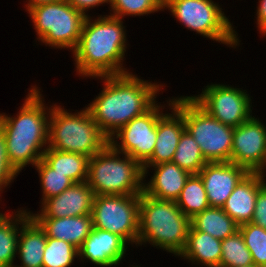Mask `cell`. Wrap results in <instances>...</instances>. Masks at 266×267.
I'll use <instances>...</instances> for the list:
<instances>
[{
	"instance_id": "7402d4cb",
	"label": "cell",
	"mask_w": 266,
	"mask_h": 267,
	"mask_svg": "<svg viewBox=\"0 0 266 267\" xmlns=\"http://www.w3.org/2000/svg\"><path fill=\"white\" fill-rule=\"evenodd\" d=\"M22 209V210H21ZM31 218L27 209L12 213L0 212V267H12L17 260L18 236L21 227Z\"/></svg>"
},
{
	"instance_id": "ffe728a7",
	"label": "cell",
	"mask_w": 266,
	"mask_h": 267,
	"mask_svg": "<svg viewBox=\"0 0 266 267\" xmlns=\"http://www.w3.org/2000/svg\"><path fill=\"white\" fill-rule=\"evenodd\" d=\"M45 231L46 237L64 240L77 249L93 229L92 215L63 218H33Z\"/></svg>"
},
{
	"instance_id": "74e56055",
	"label": "cell",
	"mask_w": 266,
	"mask_h": 267,
	"mask_svg": "<svg viewBox=\"0 0 266 267\" xmlns=\"http://www.w3.org/2000/svg\"><path fill=\"white\" fill-rule=\"evenodd\" d=\"M266 164H265V166L263 167V170H261L260 171V174H261V177H262V179H263V181H264V184L266 185V179H265V177H266V175H265V173H266Z\"/></svg>"
},
{
	"instance_id": "f1b7e54d",
	"label": "cell",
	"mask_w": 266,
	"mask_h": 267,
	"mask_svg": "<svg viewBox=\"0 0 266 267\" xmlns=\"http://www.w3.org/2000/svg\"><path fill=\"white\" fill-rule=\"evenodd\" d=\"M34 167L38 172L41 192L43 193L40 203L48 198L61 194L74 184L69 177L60 172H56L43 159H40Z\"/></svg>"
},
{
	"instance_id": "83f0119b",
	"label": "cell",
	"mask_w": 266,
	"mask_h": 267,
	"mask_svg": "<svg viewBox=\"0 0 266 267\" xmlns=\"http://www.w3.org/2000/svg\"><path fill=\"white\" fill-rule=\"evenodd\" d=\"M222 255L220 267H240L254 265L251 253L238 230L233 235L221 240Z\"/></svg>"
},
{
	"instance_id": "1f68e13d",
	"label": "cell",
	"mask_w": 266,
	"mask_h": 267,
	"mask_svg": "<svg viewBox=\"0 0 266 267\" xmlns=\"http://www.w3.org/2000/svg\"><path fill=\"white\" fill-rule=\"evenodd\" d=\"M251 253L256 267H266V229L252 223L239 225L238 229Z\"/></svg>"
},
{
	"instance_id": "d6986e66",
	"label": "cell",
	"mask_w": 266,
	"mask_h": 267,
	"mask_svg": "<svg viewBox=\"0 0 266 267\" xmlns=\"http://www.w3.org/2000/svg\"><path fill=\"white\" fill-rule=\"evenodd\" d=\"M263 185L260 173H248L227 198L222 209L238 225L251 222L258 190Z\"/></svg>"
},
{
	"instance_id": "f546056e",
	"label": "cell",
	"mask_w": 266,
	"mask_h": 267,
	"mask_svg": "<svg viewBox=\"0 0 266 267\" xmlns=\"http://www.w3.org/2000/svg\"><path fill=\"white\" fill-rule=\"evenodd\" d=\"M78 260V249L72 244L47 237L42 258V267H71Z\"/></svg>"
},
{
	"instance_id": "8fae6325",
	"label": "cell",
	"mask_w": 266,
	"mask_h": 267,
	"mask_svg": "<svg viewBox=\"0 0 266 267\" xmlns=\"http://www.w3.org/2000/svg\"><path fill=\"white\" fill-rule=\"evenodd\" d=\"M190 97L210 116L234 128L253 116L252 96L242 88L211 83L202 93Z\"/></svg>"
},
{
	"instance_id": "7c38bea8",
	"label": "cell",
	"mask_w": 266,
	"mask_h": 267,
	"mask_svg": "<svg viewBox=\"0 0 266 267\" xmlns=\"http://www.w3.org/2000/svg\"><path fill=\"white\" fill-rule=\"evenodd\" d=\"M164 108L165 106L156 103L143 115L133 118L109 138V144L143 165L154 151L157 122Z\"/></svg>"
},
{
	"instance_id": "9c48e42d",
	"label": "cell",
	"mask_w": 266,
	"mask_h": 267,
	"mask_svg": "<svg viewBox=\"0 0 266 267\" xmlns=\"http://www.w3.org/2000/svg\"><path fill=\"white\" fill-rule=\"evenodd\" d=\"M27 12L38 42L54 49H70L71 52L76 48L86 16L66 0L39 4Z\"/></svg>"
},
{
	"instance_id": "4dcf8cb0",
	"label": "cell",
	"mask_w": 266,
	"mask_h": 267,
	"mask_svg": "<svg viewBox=\"0 0 266 267\" xmlns=\"http://www.w3.org/2000/svg\"><path fill=\"white\" fill-rule=\"evenodd\" d=\"M111 16L124 19L126 16H144L164 11V0H110Z\"/></svg>"
},
{
	"instance_id": "6da1fadb",
	"label": "cell",
	"mask_w": 266,
	"mask_h": 267,
	"mask_svg": "<svg viewBox=\"0 0 266 267\" xmlns=\"http://www.w3.org/2000/svg\"><path fill=\"white\" fill-rule=\"evenodd\" d=\"M133 74L95 77L104 82L103 88L86 107L108 138L133 118L150 110L158 102L157 95L164 90L161 82L154 80L153 83Z\"/></svg>"
},
{
	"instance_id": "f35d334b",
	"label": "cell",
	"mask_w": 266,
	"mask_h": 267,
	"mask_svg": "<svg viewBox=\"0 0 266 267\" xmlns=\"http://www.w3.org/2000/svg\"><path fill=\"white\" fill-rule=\"evenodd\" d=\"M240 267H256L255 265H250V266H240Z\"/></svg>"
},
{
	"instance_id": "277c9868",
	"label": "cell",
	"mask_w": 266,
	"mask_h": 267,
	"mask_svg": "<svg viewBox=\"0 0 266 267\" xmlns=\"http://www.w3.org/2000/svg\"><path fill=\"white\" fill-rule=\"evenodd\" d=\"M190 227L191 219L182 213L176 202L140 194L137 246L148 243L179 258Z\"/></svg>"
},
{
	"instance_id": "4fadbf2b",
	"label": "cell",
	"mask_w": 266,
	"mask_h": 267,
	"mask_svg": "<svg viewBox=\"0 0 266 267\" xmlns=\"http://www.w3.org/2000/svg\"><path fill=\"white\" fill-rule=\"evenodd\" d=\"M230 162L249 173H260L266 164V124L252 116L234 128Z\"/></svg>"
},
{
	"instance_id": "cb8c5ba5",
	"label": "cell",
	"mask_w": 266,
	"mask_h": 267,
	"mask_svg": "<svg viewBox=\"0 0 266 267\" xmlns=\"http://www.w3.org/2000/svg\"><path fill=\"white\" fill-rule=\"evenodd\" d=\"M42 159L56 172L69 177L74 183H83L88 177L89 157L47 147Z\"/></svg>"
},
{
	"instance_id": "d590c367",
	"label": "cell",
	"mask_w": 266,
	"mask_h": 267,
	"mask_svg": "<svg viewBox=\"0 0 266 267\" xmlns=\"http://www.w3.org/2000/svg\"><path fill=\"white\" fill-rule=\"evenodd\" d=\"M259 4L257 6L256 10V24L259 30V33L262 36L266 35V0H258Z\"/></svg>"
},
{
	"instance_id": "5b68a950",
	"label": "cell",
	"mask_w": 266,
	"mask_h": 267,
	"mask_svg": "<svg viewBox=\"0 0 266 267\" xmlns=\"http://www.w3.org/2000/svg\"><path fill=\"white\" fill-rule=\"evenodd\" d=\"M65 109L56 103L51 106L48 147L91 158L109 144L87 107L75 113Z\"/></svg>"
},
{
	"instance_id": "30bf717a",
	"label": "cell",
	"mask_w": 266,
	"mask_h": 267,
	"mask_svg": "<svg viewBox=\"0 0 266 267\" xmlns=\"http://www.w3.org/2000/svg\"><path fill=\"white\" fill-rule=\"evenodd\" d=\"M140 194L97 195L92 204L93 228L117 234L137 247Z\"/></svg>"
},
{
	"instance_id": "8992f818",
	"label": "cell",
	"mask_w": 266,
	"mask_h": 267,
	"mask_svg": "<svg viewBox=\"0 0 266 267\" xmlns=\"http://www.w3.org/2000/svg\"><path fill=\"white\" fill-rule=\"evenodd\" d=\"M86 182L95 196L141 194L144 170L138 161L108 144L89 158Z\"/></svg>"
},
{
	"instance_id": "e0dca14e",
	"label": "cell",
	"mask_w": 266,
	"mask_h": 267,
	"mask_svg": "<svg viewBox=\"0 0 266 267\" xmlns=\"http://www.w3.org/2000/svg\"><path fill=\"white\" fill-rule=\"evenodd\" d=\"M144 179L149 169L154 170L150 181L143 182V193L163 200L176 202L186 181L191 175L173 162H164L157 165H142Z\"/></svg>"
},
{
	"instance_id": "ba28073f",
	"label": "cell",
	"mask_w": 266,
	"mask_h": 267,
	"mask_svg": "<svg viewBox=\"0 0 266 267\" xmlns=\"http://www.w3.org/2000/svg\"><path fill=\"white\" fill-rule=\"evenodd\" d=\"M188 30L227 47L240 46L235 27L213 0H164V10Z\"/></svg>"
},
{
	"instance_id": "3957f363",
	"label": "cell",
	"mask_w": 266,
	"mask_h": 267,
	"mask_svg": "<svg viewBox=\"0 0 266 267\" xmlns=\"http://www.w3.org/2000/svg\"><path fill=\"white\" fill-rule=\"evenodd\" d=\"M41 88L33 85L19 112L13 117L0 113V129L6 143V155L11 167L18 173L34 165L48 147L51 106L44 103Z\"/></svg>"
},
{
	"instance_id": "d6a6232c",
	"label": "cell",
	"mask_w": 266,
	"mask_h": 267,
	"mask_svg": "<svg viewBox=\"0 0 266 267\" xmlns=\"http://www.w3.org/2000/svg\"><path fill=\"white\" fill-rule=\"evenodd\" d=\"M18 175L19 174L11 167L8 161L5 138L0 129V197L4 189L8 186L10 187V183H12Z\"/></svg>"
},
{
	"instance_id": "5bb4252c",
	"label": "cell",
	"mask_w": 266,
	"mask_h": 267,
	"mask_svg": "<svg viewBox=\"0 0 266 267\" xmlns=\"http://www.w3.org/2000/svg\"><path fill=\"white\" fill-rule=\"evenodd\" d=\"M94 192L87 182L74 183L61 194L41 203L40 210L32 218H63L91 214Z\"/></svg>"
},
{
	"instance_id": "836d02e7",
	"label": "cell",
	"mask_w": 266,
	"mask_h": 267,
	"mask_svg": "<svg viewBox=\"0 0 266 267\" xmlns=\"http://www.w3.org/2000/svg\"><path fill=\"white\" fill-rule=\"evenodd\" d=\"M252 223L266 229V185L264 184L259 190L256 197Z\"/></svg>"
},
{
	"instance_id": "7a4b0ae2",
	"label": "cell",
	"mask_w": 266,
	"mask_h": 267,
	"mask_svg": "<svg viewBox=\"0 0 266 267\" xmlns=\"http://www.w3.org/2000/svg\"><path fill=\"white\" fill-rule=\"evenodd\" d=\"M87 16L72 51L76 74L86 78L129 73L123 65L127 33L123 21L111 15Z\"/></svg>"
},
{
	"instance_id": "d4e9b609",
	"label": "cell",
	"mask_w": 266,
	"mask_h": 267,
	"mask_svg": "<svg viewBox=\"0 0 266 267\" xmlns=\"http://www.w3.org/2000/svg\"><path fill=\"white\" fill-rule=\"evenodd\" d=\"M191 226L197 230L224 240L239 229V225L222 209L209 207L191 218Z\"/></svg>"
},
{
	"instance_id": "9a60e30c",
	"label": "cell",
	"mask_w": 266,
	"mask_h": 267,
	"mask_svg": "<svg viewBox=\"0 0 266 267\" xmlns=\"http://www.w3.org/2000/svg\"><path fill=\"white\" fill-rule=\"evenodd\" d=\"M249 172L232 162H207L198 173L210 207L222 208L238 183Z\"/></svg>"
},
{
	"instance_id": "2e32d148",
	"label": "cell",
	"mask_w": 266,
	"mask_h": 267,
	"mask_svg": "<svg viewBox=\"0 0 266 267\" xmlns=\"http://www.w3.org/2000/svg\"><path fill=\"white\" fill-rule=\"evenodd\" d=\"M129 244L119 235L93 228L78 249V259L100 267H118L129 251Z\"/></svg>"
},
{
	"instance_id": "603a6c76",
	"label": "cell",
	"mask_w": 266,
	"mask_h": 267,
	"mask_svg": "<svg viewBox=\"0 0 266 267\" xmlns=\"http://www.w3.org/2000/svg\"><path fill=\"white\" fill-rule=\"evenodd\" d=\"M46 233L31 217L22 227L18 236L17 257L21 265L15 267H42L46 247Z\"/></svg>"
},
{
	"instance_id": "4316f807",
	"label": "cell",
	"mask_w": 266,
	"mask_h": 267,
	"mask_svg": "<svg viewBox=\"0 0 266 267\" xmlns=\"http://www.w3.org/2000/svg\"><path fill=\"white\" fill-rule=\"evenodd\" d=\"M172 162L190 174H198L207 163L198 143L186 129L180 136Z\"/></svg>"
},
{
	"instance_id": "52a82bcc",
	"label": "cell",
	"mask_w": 266,
	"mask_h": 267,
	"mask_svg": "<svg viewBox=\"0 0 266 267\" xmlns=\"http://www.w3.org/2000/svg\"><path fill=\"white\" fill-rule=\"evenodd\" d=\"M183 114L185 129L198 143L207 162H230L234 127L210 116L190 96L171 97Z\"/></svg>"
},
{
	"instance_id": "8d00e7d4",
	"label": "cell",
	"mask_w": 266,
	"mask_h": 267,
	"mask_svg": "<svg viewBox=\"0 0 266 267\" xmlns=\"http://www.w3.org/2000/svg\"><path fill=\"white\" fill-rule=\"evenodd\" d=\"M60 1L62 0H26L25 3L27 2V4L24 5L25 6L24 8H26L25 10L28 11L31 7H34L39 4L56 3Z\"/></svg>"
},
{
	"instance_id": "ac0fdd59",
	"label": "cell",
	"mask_w": 266,
	"mask_h": 267,
	"mask_svg": "<svg viewBox=\"0 0 266 267\" xmlns=\"http://www.w3.org/2000/svg\"><path fill=\"white\" fill-rule=\"evenodd\" d=\"M170 112L163 113L157 122V141L152 156L143 165L172 162L181 134L185 130L183 114L168 99ZM172 110V111H171Z\"/></svg>"
},
{
	"instance_id": "e575fe53",
	"label": "cell",
	"mask_w": 266,
	"mask_h": 267,
	"mask_svg": "<svg viewBox=\"0 0 266 267\" xmlns=\"http://www.w3.org/2000/svg\"><path fill=\"white\" fill-rule=\"evenodd\" d=\"M73 8L82 12L86 17L89 16L87 13L90 9L99 7L102 4H110V0H66Z\"/></svg>"
},
{
	"instance_id": "484cf974",
	"label": "cell",
	"mask_w": 266,
	"mask_h": 267,
	"mask_svg": "<svg viewBox=\"0 0 266 267\" xmlns=\"http://www.w3.org/2000/svg\"><path fill=\"white\" fill-rule=\"evenodd\" d=\"M176 204L184 215L193 218L203 210L208 209L210 204L199 174H191L186 181Z\"/></svg>"
},
{
	"instance_id": "44dd1931",
	"label": "cell",
	"mask_w": 266,
	"mask_h": 267,
	"mask_svg": "<svg viewBox=\"0 0 266 267\" xmlns=\"http://www.w3.org/2000/svg\"><path fill=\"white\" fill-rule=\"evenodd\" d=\"M221 255V240L191 226L184 251L179 257L199 267H220Z\"/></svg>"
}]
</instances>
